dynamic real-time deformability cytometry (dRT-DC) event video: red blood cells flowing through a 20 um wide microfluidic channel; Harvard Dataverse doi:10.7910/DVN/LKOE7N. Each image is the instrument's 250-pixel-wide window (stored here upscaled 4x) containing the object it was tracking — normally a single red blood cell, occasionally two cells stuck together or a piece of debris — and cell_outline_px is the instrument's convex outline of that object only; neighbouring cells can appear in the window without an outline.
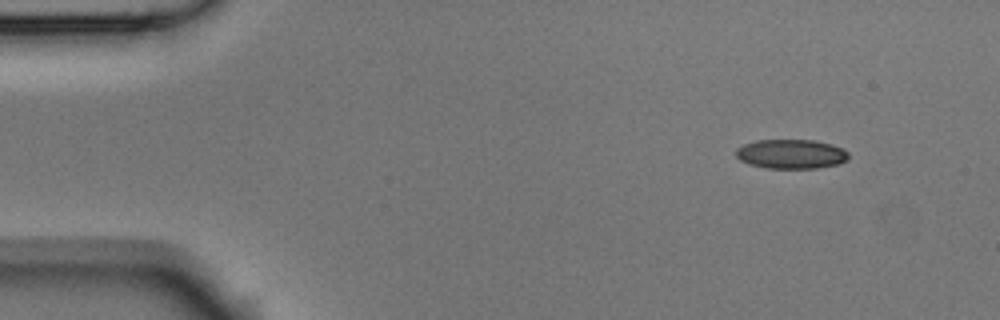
{"species": "Egyptian fruit bat (a non-hibernating species)", "species_latin": "Rousettus aegyptiacus", "temperature_condition": "room temperature", "stored_images_in_passage": 5, "segment_of_instrument_passage": [2, 2], "camera_frame_rate_fps": 3000, "um_per_image_px": 0.085, "animal": {"sex": "male"}, "frame": {"image": 1, "passage_image": 5, "time_ms": 1.333, "image_size_px": [1000, 320], "cell_outline_px": [[848, 160], [840, 164], [816, 168], [768, 168], [748, 164], [740, 160], [736, 156], [736, 148], [744, 144], [756, 140], [816, 140], [832, 144], [844, 148], [848, 152]], "centroid_in_image_um": [67.27, 13.09], "position_along_channel_um": 17.7, "area_um2": 19.48}}